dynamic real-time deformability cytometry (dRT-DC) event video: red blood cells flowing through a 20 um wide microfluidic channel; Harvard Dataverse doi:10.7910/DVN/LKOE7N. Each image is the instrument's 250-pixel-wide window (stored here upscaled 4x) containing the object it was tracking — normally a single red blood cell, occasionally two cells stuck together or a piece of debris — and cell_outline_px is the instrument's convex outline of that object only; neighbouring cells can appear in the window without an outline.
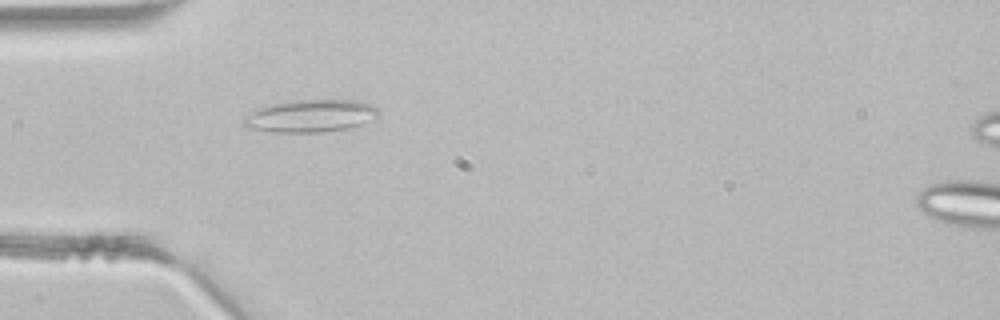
{"species": "common noctule bat (a hibernating species)", "species_latin": "Nyctalus noctula", "temperature_condition": "room temperature", "stored_images_in_passage": 2, "camera_frame_rate_fps": 3000, "um_per_image_px": 0.085, "animal": {"sex": "male", "body_mass_g": 21.5, "forearm_length_mm": 52.0}, "frame": {"image": 1, "passage_image": 1, "time_ms": 0.0, "image_size_px": [1000, 320], "cell_outline_px": [[380, 112], [376, 116], [360, 124], [348, 128], [324, 132], [276, 132], [248, 128], [244, 124], [244, 116], [260, 108], [272, 104], [292, 100], [356, 100], [372, 104]], "centroid_in_image_um": [26.4, 9.85], "position_along_channel_um": 58.6, "area_um2": 25.2}}